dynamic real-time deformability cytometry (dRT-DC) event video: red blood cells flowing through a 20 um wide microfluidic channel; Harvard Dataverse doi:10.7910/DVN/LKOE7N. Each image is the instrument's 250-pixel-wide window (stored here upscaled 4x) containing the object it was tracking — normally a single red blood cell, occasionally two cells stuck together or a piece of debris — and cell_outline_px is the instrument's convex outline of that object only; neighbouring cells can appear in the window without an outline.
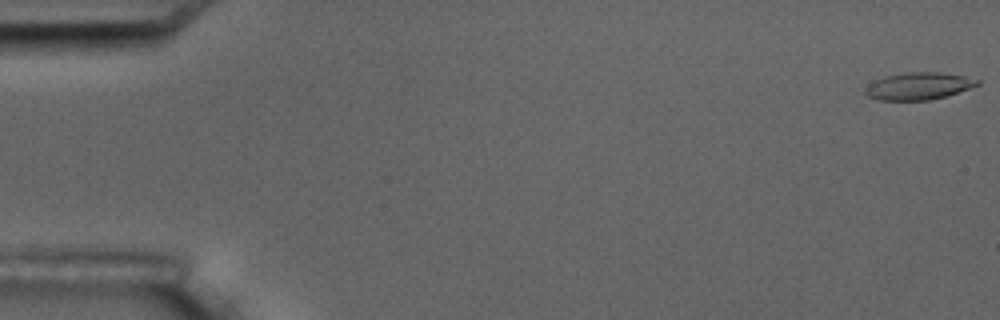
{"species": "common noctule bat (a hibernating species)", "species_latin": "Nyctalus noctula", "temperature_condition": "room temperature", "stored_images_in_passage": 5, "camera_frame_rate_fps": 3000, "um_per_image_px": 0.085, "animal": {"sex": "male", "body_mass_g": 17.5, "forearm_length_mm": 52.3}, "frame": {"image": 1, "passage_image": 1, "time_ms": 0.0, "image_size_px": [1000, 320], "cell_outline_px": [[980, 84], [948, 96], [928, 100], [880, 100], [868, 96], [864, 92], [868, 84], [884, 76], [904, 72], [940, 72], [964, 76], [980, 80]], "centroid_in_image_um": [78.08, 7.31], "position_along_channel_um": 6.9, "area_um2": 17.8}}
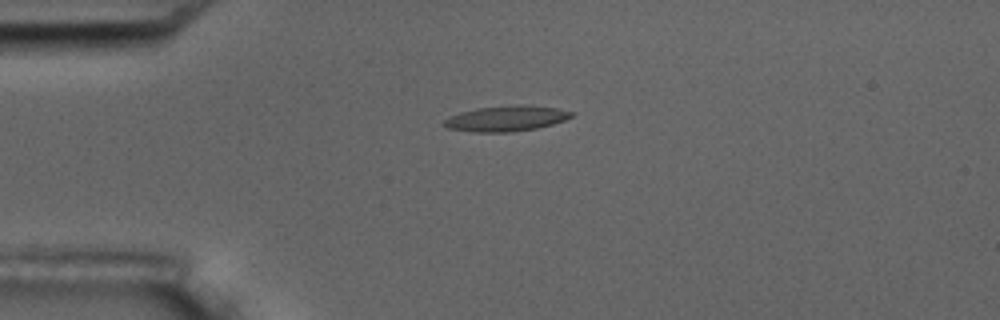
{"frame": {"image": 2, "passage_image": 4, "time_ms": 4.333, "image_size_px": [1000, 320], "cell_outline_px": [[576, 112], [572, 116], [564, 120], [552, 124], [536, 128], [512, 132], [476, 132], [448, 128], [440, 124], [444, 120], [460, 112], [476, 108], [516, 104], [520, 104], [556, 108]], "centroid_in_image_um": [43.03, 10.06], "position_along_channel_um": 42.0, "area_um2": 18.96}}